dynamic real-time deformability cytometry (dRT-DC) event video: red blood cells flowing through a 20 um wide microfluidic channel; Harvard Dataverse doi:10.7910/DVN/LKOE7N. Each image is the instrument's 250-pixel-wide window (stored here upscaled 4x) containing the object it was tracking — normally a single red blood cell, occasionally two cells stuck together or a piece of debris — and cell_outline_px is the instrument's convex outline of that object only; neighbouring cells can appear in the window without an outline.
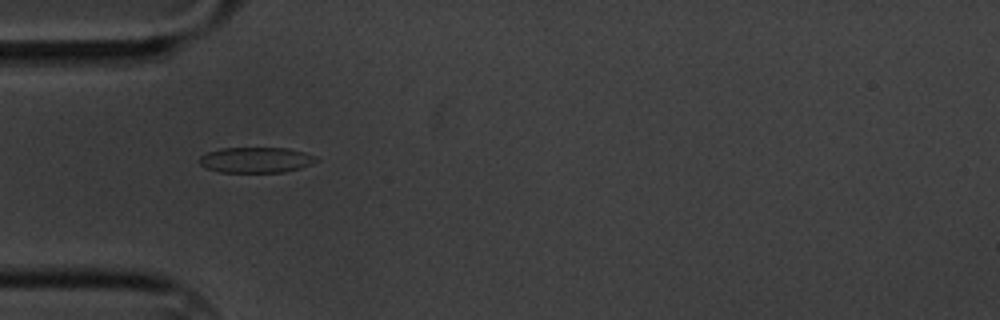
{"species": "common noctule bat (a hibernating species)", "species_latin": "Nyctalus noctula", "temperature_condition": "cold", "stored_images_in_passage": 16, "camera_frame_rate_fps": 3000, "um_per_image_px": 0.085, "animal": {"sex": "male", "body_mass_g": 20.1, "forearm_length_mm": 53.5}, "frame": {"image": 1, "passage_image": 1, "time_ms": 0.0, "image_size_px": [1000, 320], "cell_outline_px": [[320, 160], [312, 164], [300, 168], [284, 172], [220, 172], [204, 168], [200, 164], [200, 156], [208, 152], [220, 148], [288, 148], [304, 152], [316, 156]], "centroid_in_image_um": [21.77, 13.59], "position_along_channel_um": 63.2, "area_um2": 17.51}}
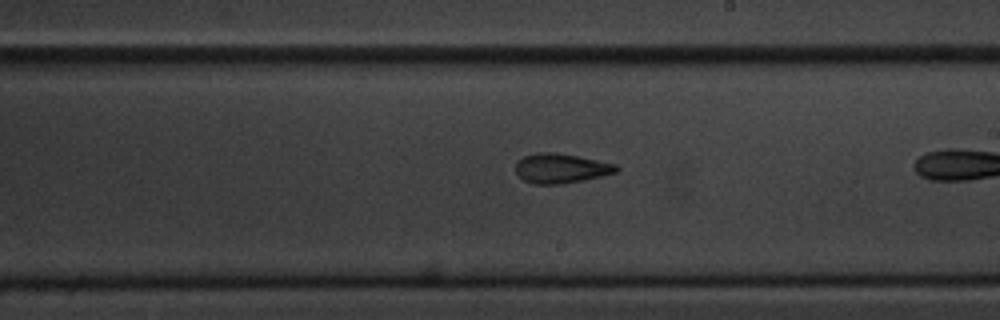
{"frame": {"image": 2, "passage_image": 10, "time_ms": 3.0, "image_size_px": [1000, 320], "cell_outline_px": [[620, 168], [616, 172], [584, 180], [560, 184], [532, 184], [524, 180], [516, 172], [516, 164], [524, 156], [536, 152], [556, 152], [616, 164]], "centroid_in_image_um": [47.67, 14.31], "position_along_channel_um": 241.3, "area_um2": 17.22}}